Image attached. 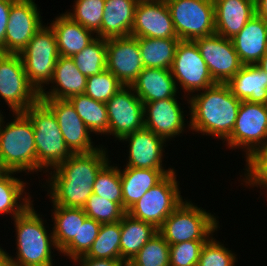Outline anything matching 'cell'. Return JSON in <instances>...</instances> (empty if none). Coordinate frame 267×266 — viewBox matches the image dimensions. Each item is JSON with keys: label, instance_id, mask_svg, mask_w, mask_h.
<instances>
[{"label": "cell", "instance_id": "681fc988", "mask_svg": "<svg viewBox=\"0 0 267 266\" xmlns=\"http://www.w3.org/2000/svg\"><path fill=\"white\" fill-rule=\"evenodd\" d=\"M256 65L267 75V52L262 56Z\"/></svg>", "mask_w": 267, "mask_h": 266}, {"label": "cell", "instance_id": "5b68a950", "mask_svg": "<svg viewBox=\"0 0 267 266\" xmlns=\"http://www.w3.org/2000/svg\"><path fill=\"white\" fill-rule=\"evenodd\" d=\"M215 213L184 200L158 228L169 245L185 241H207L220 227Z\"/></svg>", "mask_w": 267, "mask_h": 266}, {"label": "cell", "instance_id": "db71d44e", "mask_svg": "<svg viewBox=\"0 0 267 266\" xmlns=\"http://www.w3.org/2000/svg\"><path fill=\"white\" fill-rule=\"evenodd\" d=\"M137 2H141V1H156V0H136Z\"/></svg>", "mask_w": 267, "mask_h": 266}, {"label": "cell", "instance_id": "11a10c76", "mask_svg": "<svg viewBox=\"0 0 267 266\" xmlns=\"http://www.w3.org/2000/svg\"><path fill=\"white\" fill-rule=\"evenodd\" d=\"M1 111H2V110H0V118H2V117H3V114L1 113Z\"/></svg>", "mask_w": 267, "mask_h": 266}, {"label": "cell", "instance_id": "f5cc1de1", "mask_svg": "<svg viewBox=\"0 0 267 266\" xmlns=\"http://www.w3.org/2000/svg\"><path fill=\"white\" fill-rule=\"evenodd\" d=\"M3 172H5V171L3 170V168H2L1 165H0V175H1Z\"/></svg>", "mask_w": 267, "mask_h": 266}, {"label": "cell", "instance_id": "f6af8a7d", "mask_svg": "<svg viewBox=\"0 0 267 266\" xmlns=\"http://www.w3.org/2000/svg\"><path fill=\"white\" fill-rule=\"evenodd\" d=\"M206 241H185L170 245V266H197Z\"/></svg>", "mask_w": 267, "mask_h": 266}, {"label": "cell", "instance_id": "44dd1931", "mask_svg": "<svg viewBox=\"0 0 267 266\" xmlns=\"http://www.w3.org/2000/svg\"><path fill=\"white\" fill-rule=\"evenodd\" d=\"M52 85H51V84ZM87 76L83 75L75 65L72 57L58 58L49 90L40 92V99H69L85 93Z\"/></svg>", "mask_w": 267, "mask_h": 266}, {"label": "cell", "instance_id": "484cf974", "mask_svg": "<svg viewBox=\"0 0 267 266\" xmlns=\"http://www.w3.org/2000/svg\"><path fill=\"white\" fill-rule=\"evenodd\" d=\"M50 22L61 56L73 57L96 38L92 31L84 28L65 13Z\"/></svg>", "mask_w": 267, "mask_h": 266}, {"label": "cell", "instance_id": "4316f807", "mask_svg": "<svg viewBox=\"0 0 267 266\" xmlns=\"http://www.w3.org/2000/svg\"><path fill=\"white\" fill-rule=\"evenodd\" d=\"M136 0H105L101 22V38L131 36Z\"/></svg>", "mask_w": 267, "mask_h": 266}, {"label": "cell", "instance_id": "e575fe53", "mask_svg": "<svg viewBox=\"0 0 267 266\" xmlns=\"http://www.w3.org/2000/svg\"><path fill=\"white\" fill-rule=\"evenodd\" d=\"M121 229L120 221L101 224L97 238L89 251L80 257L98 259H120Z\"/></svg>", "mask_w": 267, "mask_h": 266}, {"label": "cell", "instance_id": "ffe728a7", "mask_svg": "<svg viewBox=\"0 0 267 266\" xmlns=\"http://www.w3.org/2000/svg\"><path fill=\"white\" fill-rule=\"evenodd\" d=\"M128 143L129 154L125 167L140 169H167L163 165L166 141L145 127L124 136L119 142ZM163 161V162H162Z\"/></svg>", "mask_w": 267, "mask_h": 266}, {"label": "cell", "instance_id": "ab89813d", "mask_svg": "<svg viewBox=\"0 0 267 266\" xmlns=\"http://www.w3.org/2000/svg\"><path fill=\"white\" fill-rule=\"evenodd\" d=\"M244 175L241 174V184L247 188L266 189L267 192V146L254 150L245 160ZM249 186V187H248ZM267 195V193H266Z\"/></svg>", "mask_w": 267, "mask_h": 266}, {"label": "cell", "instance_id": "7c38bea8", "mask_svg": "<svg viewBox=\"0 0 267 266\" xmlns=\"http://www.w3.org/2000/svg\"><path fill=\"white\" fill-rule=\"evenodd\" d=\"M108 136L118 142L144 128V104L130 86H124L106 103Z\"/></svg>", "mask_w": 267, "mask_h": 266}, {"label": "cell", "instance_id": "74e56055", "mask_svg": "<svg viewBox=\"0 0 267 266\" xmlns=\"http://www.w3.org/2000/svg\"><path fill=\"white\" fill-rule=\"evenodd\" d=\"M109 160L98 172L93 185V193L109 201L118 203L123 208L121 177L117 164Z\"/></svg>", "mask_w": 267, "mask_h": 266}, {"label": "cell", "instance_id": "2e32d148", "mask_svg": "<svg viewBox=\"0 0 267 266\" xmlns=\"http://www.w3.org/2000/svg\"><path fill=\"white\" fill-rule=\"evenodd\" d=\"M40 100L55 114L65 144L72 153H89L100 147V145L93 144L92 133L68 99Z\"/></svg>", "mask_w": 267, "mask_h": 266}, {"label": "cell", "instance_id": "f907efd6", "mask_svg": "<svg viewBox=\"0 0 267 266\" xmlns=\"http://www.w3.org/2000/svg\"><path fill=\"white\" fill-rule=\"evenodd\" d=\"M0 266H15L12 261L3 256L0 259Z\"/></svg>", "mask_w": 267, "mask_h": 266}, {"label": "cell", "instance_id": "4fadbf2b", "mask_svg": "<svg viewBox=\"0 0 267 266\" xmlns=\"http://www.w3.org/2000/svg\"><path fill=\"white\" fill-rule=\"evenodd\" d=\"M194 42L216 83H227L243 66L231 39L214 33Z\"/></svg>", "mask_w": 267, "mask_h": 266}, {"label": "cell", "instance_id": "9a60e30c", "mask_svg": "<svg viewBox=\"0 0 267 266\" xmlns=\"http://www.w3.org/2000/svg\"><path fill=\"white\" fill-rule=\"evenodd\" d=\"M143 104L144 127L162 137L166 142L175 140L174 138L181 137L185 130H190L189 121L184 118L186 110H183L184 108L181 107L182 104L177 98L143 102ZM185 127L187 128L185 129ZM181 133L182 135H180Z\"/></svg>", "mask_w": 267, "mask_h": 266}, {"label": "cell", "instance_id": "ee69618b", "mask_svg": "<svg viewBox=\"0 0 267 266\" xmlns=\"http://www.w3.org/2000/svg\"><path fill=\"white\" fill-rule=\"evenodd\" d=\"M236 262V253L212 235L204 243L197 266H235Z\"/></svg>", "mask_w": 267, "mask_h": 266}, {"label": "cell", "instance_id": "cb8c5ba5", "mask_svg": "<svg viewBox=\"0 0 267 266\" xmlns=\"http://www.w3.org/2000/svg\"><path fill=\"white\" fill-rule=\"evenodd\" d=\"M130 87L142 102L178 98L180 91L171 70L162 68H143Z\"/></svg>", "mask_w": 267, "mask_h": 266}, {"label": "cell", "instance_id": "d590c367", "mask_svg": "<svg viewBox=\"0 0 267 266\" xmlns=\"http://www.w3.org/2000/svg\"><path fill=\"white\" fill-rule=\"evenodd\" d=\"M77 69L85 76L98 75L106 70V39L96 37L73 57Z\"/></svg>", "mask_w": 267, "mask_h": 266}, {"label": "cell", "instance_id": "b9f144b4", "mask_svg": "<svg viewBox=\"0 0 267 266\" xmlns=\"http://www.w3.org/2000/svg\"><path fill=\"white\" fill-rule=\"evenodd\" d=\"M101 223L87 217L83 224H80L78 235L61 252L62 256H67L73 261L77 257L85 255L98 236Z\"/></svg>", "mask_w": 267, "mask_h": 266}, {"label": "cell", "instance_id": "83f0119b", "mask_svg": "<svg viewBox=\"0 0 267 266\" xmlns=\"http://www.w3.org/2000/svg\"><path fill=\"white\" fill-rule=\"evenodd\" d=\"M240 101L267 104V75L256 65H243L226 83Z\"/></svg>", "mask_w": 267, "mask_h": 266}, {"label": "cell", "instance_id": "f546056e", "mask_svg": "<svg viewBox=\"0 0 267 266\" xmlns=\"http://www.w3.org/2000/svg\"><path fill=\"white\" fill-rule=\"evenodd\" d=\"M16 174L18 173L5 171L0 175V215L11 214V220L34 202L31 200L32 195L25 189L29 183L15 177Z\"/></svg>", "mask_w": 267, "mask_h": 266}, {"label": "cell", "instance_id": "7dc6e473", "mask_svg": "<svg viewBox=\"0 0 267 266\" xmlns=\"http://www.w3.org/2000/svg\"><path fill=\"white\" fill-rule=\"evenodd\" d=\"M72 262L77 266H126V264L121 259L77 257Z\"/></svg>", "mask_w": 267, "mask_h": 266}, {"label": "cell", "instance_id": "3957f363", "mask_svg": "<svg viewBox=\"0 0 267 266\" xmlns=\"http://www.w3.org/2000/svg\"><path fill=\"white\" fill-rule=\"evenodd\" d=\"M13 117L6 125L4 115L0 119V165L7 172L38 173L33 123L24 112Z\"/></svg>", "mask_w": 267, "mask_h": 266}, {"label": "cell", "instance_id": "52a82bcc", "mask_svg": "<svg viewBox=\"0 0 267 266\" xmlns=\"http://www.w3.org/2000/svg\"><path fill=\"white\" fill-rule=\"evenodd\" d=\"M176 170L150 188L128 211L131 217L153 224L157 229L185 200L181 196Z\"/></svg>", "mask_w": 267, "mask_h": 266}, {"label": "cell", "instance_id": "8992f818", "mask_svg": "<svg viewBox=\"0 0 267 266\" xmlns=\"http://www.w3.org/2000/svg\"><path fill=\"white\" fill-rule=\"evenodd\" d=\"M29 82L40 93L48 89L60 57L53 29L45 24L19 53ZM47 87H46V86Z\"/></svg>", "mask_w": 267, "mask_h": 266}, {"label": "cell", "instance_id": "8fae6325", "mask_svg": "<svg viewBox=\"0 0 267 266\" xmlns=\"http://www.w3.org/2000/svg\"><path fill=\"white\" fill-rule=\"evenodd\" d=\"M0 96L13 113L25 112L40 99L19 54L0 53Z\"/></svg>", "mask_w": 267, "mask_h": 266}, {"label": "cell", "instance_id": "f1b7e54d", "mask_svg": "<svg viewBox=\"0 0 267 266\" xmlns=\"http://www.w3.org/2000/svg\"><path fill=\"white\" fill-rule=\"evenodd\" d=\"M120 259L129 263L140 249L158 233V229L148 222L125 214L120 221Z\"/></svg>", "mask_w": 267, "mask_h": 266}, {"label": "cell", "instance_id": "d6986e66", "mask_svg": "<svg viewBox=\"0 0 267 266\" xmlns=\"http://www.w3.org/2000/svg\"><path fill=\"white\" fill-rule=\"evenodd\" d=\"M131 36L158 39L178 38L165 0L137 3Z\"/></svg>", "mask_w": 267, "mask_h": 266}, {"label": "cell", "instance_id": "603a6c76", "mask_svg": "<svg viewBox=\"0 0 267 266\" xmlns=\"http://www.w3.org/2000/svg\"><path fill=\"white\" fill-rule=\"evenodd\" d=\"M231 40L243 65L257 64L267 52V22L254 15Z\"/></svg>", "mask_w": 267, "mask_h": 266}, {"label": "cell", "instance_id": "bcb514c9", "mask_svg": "<svg viewBox=\"0 0 267 266\" xmlns=\"http://www.w3.org/2000/svg\"><path fill=\"white\" fill-rule=\"evenodd\" d=\"M16 0H0V53H5V34L11 5Z\"/></svg>", "mask_w": 267, "mask_h": 266}, {"label": "cell", "instance_id": "60d3db41", "mask_svg": "<svg viewBox=\"0 0 267 266\" xmlns=\"http://www.w3.org/2000/svg\"><path fill=\"white\" fill-rule=\"evenodd\" d=\"M83 210L87 217L101 224L119 222L127 213L118 203L109 201L94 193L86 201Z\"/></svg>", "mask_w": 267, "mask_h": 266}, {"label": "cell", "instance_id": "7a4b0ae2", "mask_svg": "<svg viewBox=\"0 0 267 266\" xmlns=\"http://www.w3.org/2000/svg\"><path fill=\"white\" fill-rule=\"evenodd\" d=\"M12 221L16 228V254L14 257L5 249L4 256L15 266H53L52 254L56 250L58 254L60 252L55 245L52 230H46V220L35 211L33 203Z\"/></svg>", "mask_w": 267, "mask_h": 266}, {"label": "cell", "instance_id": "816d5d0a", "mask_svg": "<svg viewBox=\"0 0 267 266\" xmlns=\"http://www.w3.org/2000/svg\"><path fill=\"white\" fill-rule=\"evenodd\" d=\"M0 246V259L4 256V249Z\"/></svg>", "mask_w": 267, "mask_h": 266}, {"label": "cell", "instance_id": "5bb4252c", "mask_svg": "<svg viewBox=\"0 0 267 266\" xmlns=\"http://www.w3.org/2000/svg\"><path fill=\"white\" fill-rule=\"evenodd\" d=\"M35 0H16L10 8L5 53L19 54L44 25Z\"/></svg>", "mask_w": 267, "mask_h": 266}, {"label": "cell", "instance_id": "4dcf8cb0", "mask_svg": "<svg viewBox=\"0 0 267 266\" xmlns=\"http://www.w3.org/2000/svg\"><path fill=\"white\" fill-rule=\"evenodd\" d=\"M51 217L54 221L52 232L54 242L59 252H61L78 235L80 224L87 218L83 208L64 207L52 205Z\"/></svg>", "mask_w": 267, "mask_h": 266}, {"label": "cell", "instance_id": "836d02e7", "mask_svg": "<svg viewBox=\"0 0 267 266\" xmlns=\"http://www.w3.org/2000/svg\"><path fill=\"white\" fill-rule=\"evenodd\" d=\"M45 184L42 187L45 186L44 188L48 192L47 196L50 198L52 205L83 208L93 193V186L89 183L46 182Z\"/></svg>", "mask_w": 267, "mask_h": 266}, {"label": "cell", "instance_id": "d6a6232c", "mask_svg": "<svg viewBox=\"0 0 267 266\" xmlns=\"http://www.w3.org/2000/svg\"><path fill=\"white\" fill-rule=\"evenodd\" d=\"M88 130L96 135L108 136V115L106 104L80 94L68 99Z\"/></svg>", "mask_w": 267, "mask_h": 266}, {"label": "cell", "instance_id": "6da1fadb", "mask_svg": "<svg viewBox=\"0 0 267 266\" xmlns=\"http://www.w3.org/2000/svg\"><path fill=\"white\" fill-rule=\"evenodd\" d=\"M240 104L226 83L196 92L189 97V128L225 141L234 129Z\"/></svg>", "mask_w": 267, "mask_h": 266}, {"label": "cell", "instance_id": "30bf717a", "mask_svg": "<svg viewBox=\"0 0 267 266\" xmlns=\"http://www.w3.org/2000/svg\"><path fill=\"white\" fill-rule=\"evenodd\" d=\"M223 143L232 151L243 149L245 158L254 150L266 147L267 104L241 101L234 129Z\"/></svg>", "mask_w": 267, "mask_h": 266}, {"label": "cell", "instance_id": "d4e9b609", "mask_svg": "<svg viewBox=\"0 0 267 266\" xmlns=\"http://www.w3.org/2000/svg\"><path fill=\"white\" fill-rule=\"evenodd\" d=\"M174 170L170 167L168 169H140L134 167L121 169L120 166L123 209L127 212L150 188Z\"/></svg>", "mask_w": 267, "mask_h": 266}, {"label": "cell", "instance_id": "ac0fdd59", "mask_svg": "<svg viewBox=\"0 0 267 266\" xmlns=\"http://www.w3.org/2000/svg\"><path fill=\"white\" fill-rule=\"evenodd\" d=\"M89 153H73L66 161L46 173V182H80L94 185L96 175L110 160L107 148ZM49 173V175H48Z\"/></svg>", "mask_w": 267, "mask_h": 266}, {"label": "cell", "instance_id": "e0dca14e", "mask_svg": "<svg viewBox=\"0 0 267 266\" xmlns=\"http://www.w3.org/2000/svg\"><path fill=\"white\" fill-rule=\"evenodd\" d=\"M106 69L124 86H131L144 68L135 37L106 39Z\"/></svg>", "mask_w": 267, "mask_h": 266}, {"label": "cell", "instance_id": "ba28073f", "mask_svg": "<svg viewBox=\"0 0 267 266\" xmlns=\"http://www.w3.org/2000/svg\"><path fill=\"white\" fill-rule=\"evenodd\" d=\"M174 23L177 37L194 41L215 33L213 0H165Z\"/></svg>", "mask_w": 267, "mask_h": 266}, {"label": "cell", "instance_id": "f35d334b", "mask_svg": "<svg viewBox=\"0 0 267 266\" xmlns=\"http://www.w3.org/2000/svg\"><path fill=\"white\" fill-rule=\"evenodd\" d=\"M170 245L157 233L126 266H170Z\"/></svg>", "mask_w": 267, "mask_h": 266}, {"label": "cell", "instance_id": "c3c4849f", "mask_svg": "<svg viewBox=\"0 0 267 266\" xmlns=\"http://www.w3.org/2000/svg\"><path fill=\"white\" fill-rule=\"evenodd\" d=\"M256 15L267 22V0H255Z\"/></svg>", "mask_w": 267, "mask_h": 266}, {"label": "cell", "instance_id": "277c9868", "mask_svg": "<svg viewBox=\"0 0 267 266\" xmlns=\"http://www.w3.org/2000/svg\"><path fill=\"white\" fill-rule=\"evenodd\" d=\"M33 123L37 154V171L45 174L73 153L66 146L53 111L38 100L24 112Z\"/></svg>", "mask_w": 267, "mask_h": 266}, {"label": "cell", "instance_id": "7bdbcfd3", "mask_svg": "<svg viewBox=\"0 0 267 266\" xmlns=\"http://www.w3.org/2000/svg\"><path fill=\"white\" fill-rule=\"evenodd\" d=\"M124 85L107 69L98 75L87 77L85 95L94 100L106 103Z\"/></svg>", "mask_w": 267, "mask_h": 266}, {"label": "cell", "instance_id": "7402d4cb", "mask_svg": "<svg viewBox=\"0 0 267 266\" xmlns=\"http://www.w3.org/2000/svg\"><path fill=\"white\" fill-rule=\"evenodd\" d=\"M215 33L232 39L256 15L254 0H213Z\"/></svg>", "mask_w": 267, "mask_h": 266}, {"label": "cell", "instance_id": "8d00e7d4", "mask_svg": "<svg viewBox=\"0 0 267 266\" xmlns=\"http://www.w3.org/2000/svg\"><path fill=\"white\" fill-rule=\"evenodd\" d=\"M104 5L105 0H74L73 10L64 13L101 38Z\"/></svg>", "mask_w": 267, "mask_h": 266}, {"label": "cell", "instance_id": "9c48e42d", "mask_svg": "<svg viewBox=\"0 0 267 266\" xmlns=\"http://www.w3.org/2000/svg\"><path fill=\"white\" fill-rule=\"evenodd\" d=\"M170 70L177 88L183 90L182 92L185 94L182 97L187 101L188 108L189 97L193 93L216 84L194 41L180 40Z\"/></svg>", "mask_w": 267, "mask_h": 266}, {"label": "cell", "instance_id": "1f68e13d", "mask_svg": "<svg viewBox=\"0 0 267 266\" xmlns=\"http://www.w3.org/2000/svg\"><path fill=\"white\" fill-rule=\"evenodd\" d=\"M138 45L144 68L171 69L179 38L139 37Z\"/></svg>", "mask_w": 267, "mask_h": 266}]
</instances>
